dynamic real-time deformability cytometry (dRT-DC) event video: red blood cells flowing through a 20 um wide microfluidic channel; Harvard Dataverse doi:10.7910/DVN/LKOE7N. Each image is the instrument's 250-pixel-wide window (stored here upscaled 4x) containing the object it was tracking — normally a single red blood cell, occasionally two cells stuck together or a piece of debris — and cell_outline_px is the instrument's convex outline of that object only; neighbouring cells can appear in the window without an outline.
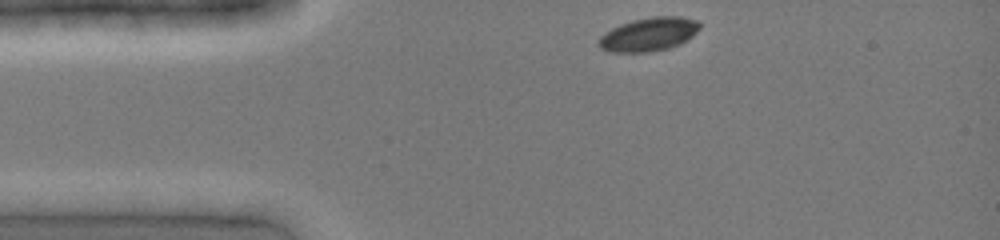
{"species": "common noctule bat (a hibernating species)", "species_latin": "Nyctalus noctula", "temperature_condition": "cold", "stored_images_in_passage": 16, "camera_frame_rate_fps": 3000, "um_per_image_px": 0.085, "animal": {"sex": "female", "body_mass_g": 19.0, "forearm_length_mm": 51.5}, "frame": {"image": 1, "passage_image": 1, "time_ms": 0.0, "image_size_px": [1000, 240], "cell_outline_px": [[700, 28], [692, 36], [680, 44], [668, 48], [648, 52], [608, 52], [600, 48], [596, 44], [596, 40], [604, 32], [620, 24], [632, 20], [652, 16], [680, 16], [696, 20], [700, 24]], "centroid_in_image_um": [55.09, 2.92], "position_along_channel_um": 29.9, "area_um2": 20.0}}
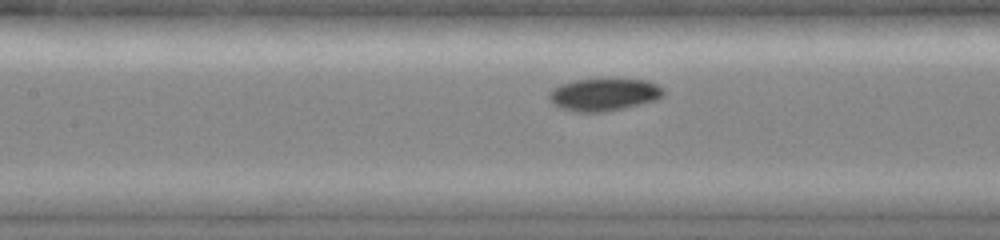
{"frame": {"image": 2, "passage_image": 12, "time_ms": 3.667, "image_size_px": [1000, 240], "cell_outline_px": [[664, 92], [656, 100], [640, 104], [604, 112], [580, 112], [564, 108], [556, 104], [548, 96], [552, 88], [560, 84], [576, 80], [648, 80], [656, 84]], "centroid_in_image_um": [51.33, 8.04], "position_along_channel_um": 156.1, "area_um2": 20.92}}
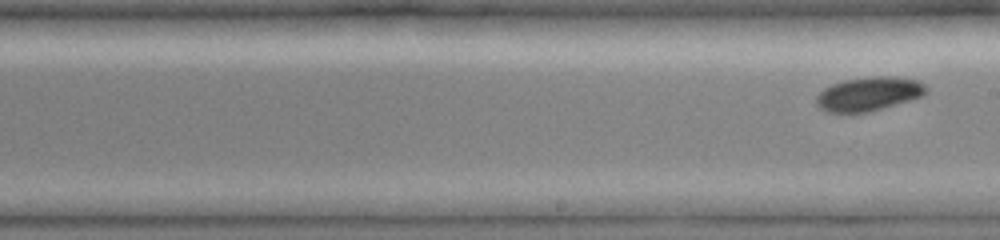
{"frame": {"image": 3, "passage_image": 16, "time_ms": 5.0, "image_size_px": [1000, 240], "cell_outline_px": [[928, 88], [920, 96], [908, 100], [868, 112], [828, 112], [820, 108], [816, 104], [816, 96], [824, 88], [832, 84], [844, 80], [876, 76], [896, 76], [916, 80], [924, 84]], "centroid_in_image_um": [73.8, 7.97], "position_along_channel_um": 215.2, "area_um2": 21.33}}